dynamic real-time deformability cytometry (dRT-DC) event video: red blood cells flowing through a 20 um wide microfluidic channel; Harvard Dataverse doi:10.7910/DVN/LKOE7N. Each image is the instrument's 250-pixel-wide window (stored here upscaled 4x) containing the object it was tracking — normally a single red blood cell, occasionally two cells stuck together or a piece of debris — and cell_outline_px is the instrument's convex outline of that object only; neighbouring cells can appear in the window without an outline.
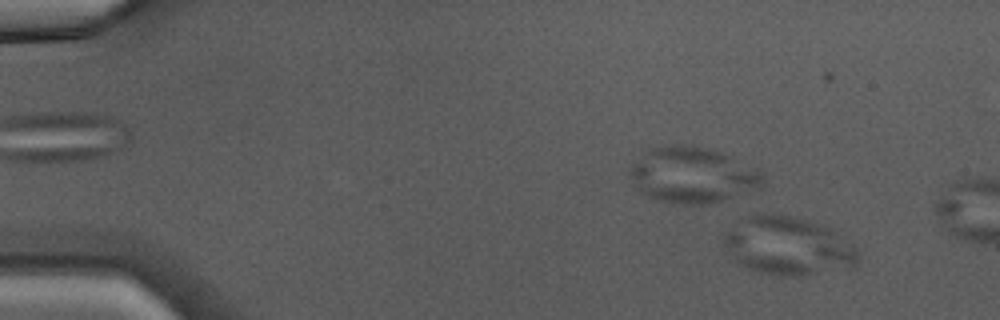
{"species": "Egyptian fruit bat (a non-hibernating species)", "species_latin": "Rousettus aegyptiacus", "temperature_condition": "warm", "stored_images_in_passage": 14, "camera_frame_rate_fps": 3000, "um_per_image_px": 0.085, "animal": {"sex": "male"}, "frame": {"image": 1, "passage_image": 5, "time_ms": 1.333, "image_size_px": [1000, 320], "cell_outline_px": [[860, 260], [856, 268], [796, 276], [784, 276], [760, 272], [748, 268], [732, 260], [724, 252], [720, 240], [720, 236], [724, 232], [744, 216], [756, 212], [788, 216], [808, 220], [824, 224], [832, 228], [852, 244], [860, 252]], "centroid_in_image_um": [66.95, 20.9], "position_along_channel_um": 18.0, "area_um2": 46.99}}